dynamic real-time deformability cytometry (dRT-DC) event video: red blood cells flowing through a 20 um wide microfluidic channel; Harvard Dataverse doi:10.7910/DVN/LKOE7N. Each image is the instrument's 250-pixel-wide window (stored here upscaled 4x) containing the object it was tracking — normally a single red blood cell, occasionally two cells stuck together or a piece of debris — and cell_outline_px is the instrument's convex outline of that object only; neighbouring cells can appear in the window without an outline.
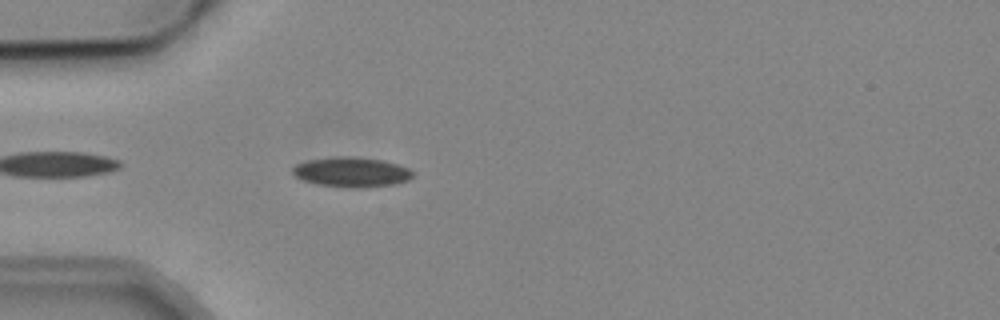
{"species": "common noctule bat (a hibernating species)", "species_latin": "Nyctalus noctula", "temperature_condition": "cold", "stored_images_in_passage": 3, "camera_frame_rate_fps": 3000, "um_per_image_px": 0.085, "animal": {"sex": "male", "body_mass_g": 19.2, "forearm_length_mm": 51.8}, "frame": {"image": 1, "passage_image": 3, "time_ms": 3.667, "image_size_px": [1000, 320], "cell_outline_px": [[412, 176], [408, 180], [396, 184], [360, 188], [352, 188], [316, 184], [300, 180], [292, 172], [292, 168], [296, 164], [308, 160], [336, 156], [352, 156], [384, 160], [408, 168], [412, 172]], "centroid_in_image_um": [29.85, 14.63], "position_along_channel_um": 55.1, "area_um2": 21.04}}